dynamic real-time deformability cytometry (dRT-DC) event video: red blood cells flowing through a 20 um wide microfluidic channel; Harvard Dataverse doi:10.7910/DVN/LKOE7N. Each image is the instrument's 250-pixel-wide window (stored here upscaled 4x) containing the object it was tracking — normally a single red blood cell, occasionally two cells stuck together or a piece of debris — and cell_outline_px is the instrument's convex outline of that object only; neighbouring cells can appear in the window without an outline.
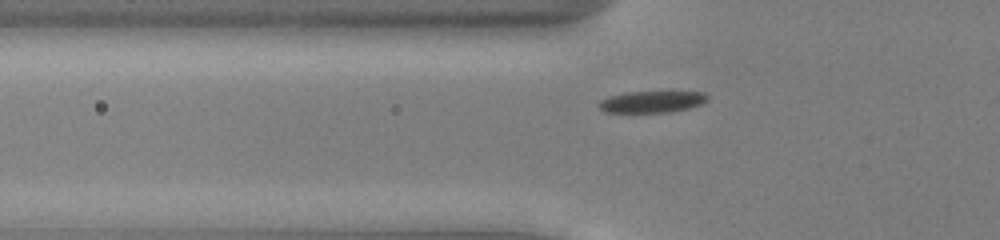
{"species": "common noctule bat (a hibernating species)", "species_latin": "Nyctalus noctula", "temperature_condition": "cold", "stored_images_in_passage": 44, "camera_frame_rate_fps": 3000, "um_per_image_px": 0.085, "animal": {"sex": "male", "body_mass_g": 13.0, "forearm_length_mm": 53.1}, "frame": {"image": 1, "passage_image": 9, "time_ms": 2.667, "image_size_px": [1000, 240], "cell_outline_px": [[708, 100], [700, 104], [688, 108], [672, 112], [604, 112], [600, 108], [600, 100], [608, 96], [628, 92], [704, 92], [708, 96]], "centroid_in_image_um": [55.41, 8.65], "position_along_channel_um": 70.4, "area_um2": 13.53}}
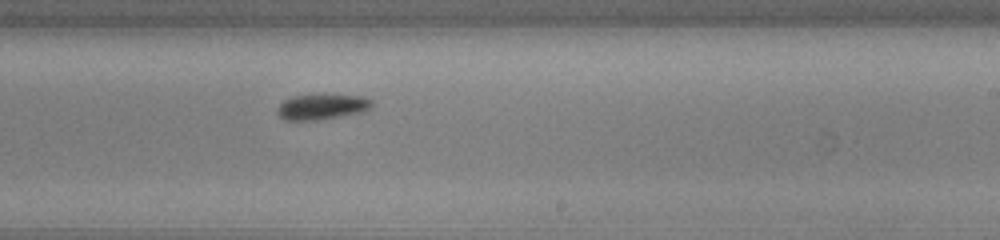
{"frame": {"image": 2, "passage_image": 24, "time_ms": 7.667, "image_size_px": [1000, 240], "cell_outline_px": [[372, 108], [364, 112], [316, 120], [284, 120], [276, 112], [276, 108], [284, 100], [292, 96], [324, 92], [364, 96], [372, 100]], "centroid_in_image_um": [27.39, 9.03], "position_along_channel_um": 261.6, "area_um2": 14.8}}
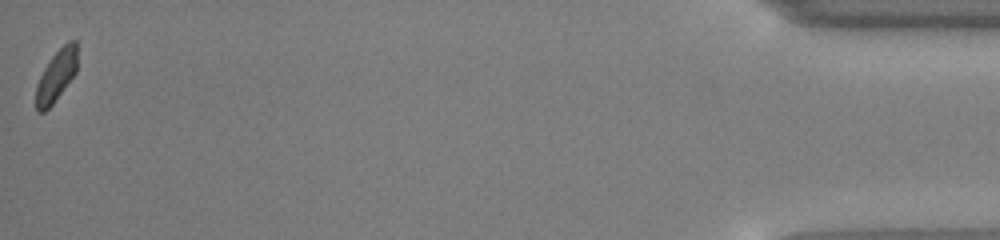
{"frame": {"image": 3, "passage_image": 44, "time_ms": 14.333, "image_size_px": [1000, 240], "cell_outline_px": [[76, 72], [52, 104], [44, 112], [36, 112], [36, 84], [44, 68], [52, 56], [68, 40], [76, 40]], "centroid_in_image_um": [4.76, 6.44], "position_along_channel_um": 430.4, "area_um2": 12.14}, "authors_computed_cell_mechanics": {"area_um2": 13.583, "velocity_mm_per_s": 3.8607, "shape_relaxation_time_tau1_ms": 2.829, "shape_relaxation_time_tau2_ms": null, "deformation_change_tau1": 0.1315, "deformation_change_tau2": null}}